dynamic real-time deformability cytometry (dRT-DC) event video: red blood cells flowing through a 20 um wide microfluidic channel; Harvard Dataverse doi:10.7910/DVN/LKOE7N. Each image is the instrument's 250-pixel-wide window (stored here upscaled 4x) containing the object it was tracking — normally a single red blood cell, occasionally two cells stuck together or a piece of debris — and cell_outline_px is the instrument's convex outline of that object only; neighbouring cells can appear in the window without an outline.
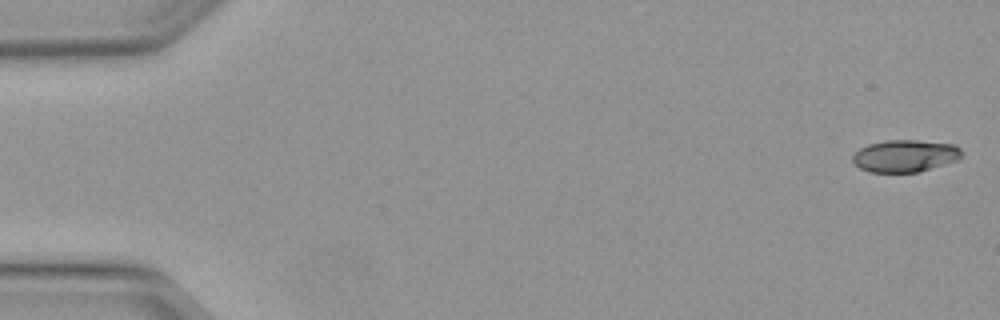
{"species": "Egyptian fruit bat (a non-hibernating species)", "species_latin": "Rousettus aegyptiacus", "temperature_condition": "warm", "stored_images_in_passage": 49, "camera_frame_rate_fps": 3000, "um_per_image_px": 0.085, "animal": {"sex": "female"}, "frame": {"image": 1, "passage_image": 1, "time_ms": 0.0, "image_size_px": [1000, 320], "cell_outline_px": [[960, 156], [956, 160], [916, 172], [868, 172], [860, 168], [852, 160], [852, 156], [860, 148], [868, 144], [884, 140], [916, 140], [952, 144], [960, 148]], "centroid_in_image_um": [76.87, 13.24], "position_along_channel_um": 8.1, "area_um2": 20.11}}
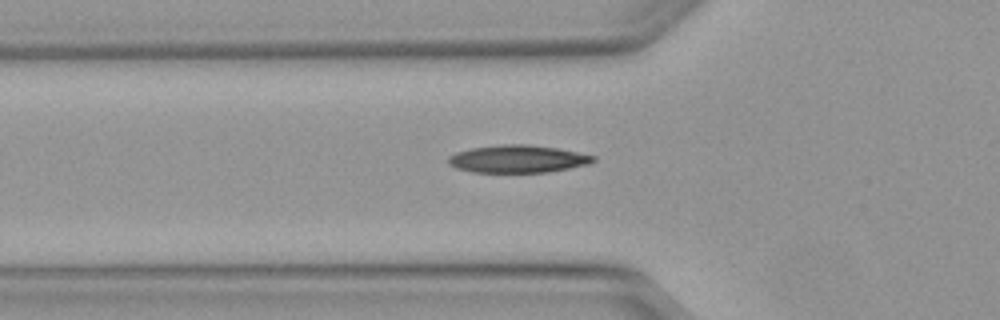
{"frame": {"image": 2, "passage_image": 17, "time_ms": 5.333, "image_size_px": [1000, 320], "cell_outline_px": [[596, 160], [588, 164], [548, 172], [472, 172], [456, 168], [448, 164], [448, 156], [456, 152], [472, 148], [504, 144], [524, 144], [556, 148], [596, 156]], "centroid_in_image_um": [43.98, 13.51], "position_along_channel_um": 81.8, "area_um2": 23.12}}
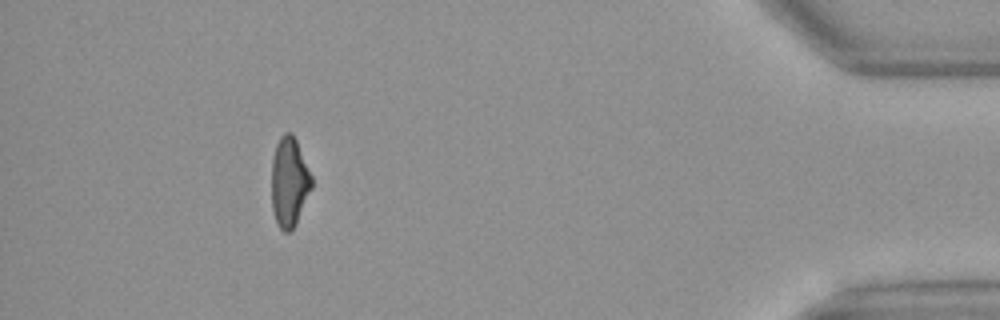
{"frame": {"image": 3, "passage_image": 45, "time_ms": 14.667, "image_size_px": [1000, 320], "cell_outline_px": [[312, 188], [296, 224], [288, 232], [284, 232], [280, 228], [276, 220], [272, 208], [272, 160], [276, 144], [280, 136], [284, 132], [292, 132], [296, 140], [312, 176]], "centroid_in_image_um": [24.59, 15.45], "position_along_channel_um": 410.6, "area_um2": 20.87}, "authors_computed_cell_mechanics": {"area_um2": 21.6172, "velocity_mm_per_s": 4.1397, "shape_relaxation_time_tau1_ms": 8.7925, "shape_relaxation_time_tau2_ms": 2.482, "deformation_change_tau1": 0.2633, "deformation_change_tau2": 0.0957}}